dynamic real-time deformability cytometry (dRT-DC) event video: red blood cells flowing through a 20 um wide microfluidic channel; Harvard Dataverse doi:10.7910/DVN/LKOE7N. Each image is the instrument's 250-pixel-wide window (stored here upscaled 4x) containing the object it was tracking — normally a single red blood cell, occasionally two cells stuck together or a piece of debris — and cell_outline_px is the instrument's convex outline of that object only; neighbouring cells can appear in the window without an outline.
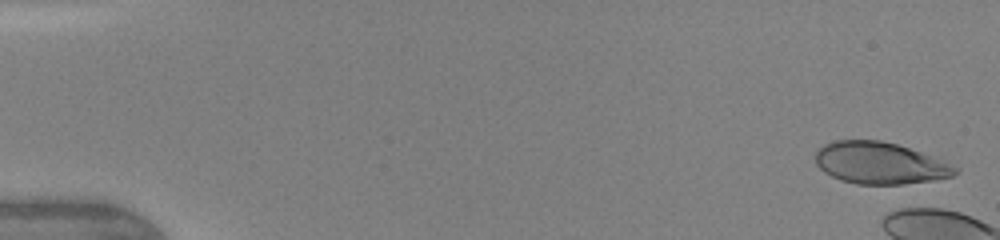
{"species": "human", "species_latin": "Homo sapiens", "temperature_condition": "warm", "stored_images_in_passage": 7, "camera_frame_rate_fps": 3000, "um_per_image_px": 0.085, "donor": {"sex": "female"}, "frame": {"image": 1, "passage_image": 1, "time_ms": 0.0, "image_size_px": [1000, 240], "cell_outline_px": [[960, 168], [952, 176], [932, 180], [904, 184], [856, 184], [840, 180], [824, 172], [816, 164], [816, 152], [824, 144], [836, 140], [880, 140], [896, 144], [932, 156]], "centroid_in_image_um": [74.77, 13.86], "position_along_channel_um": 10.2, "area_um2": 33.81}}
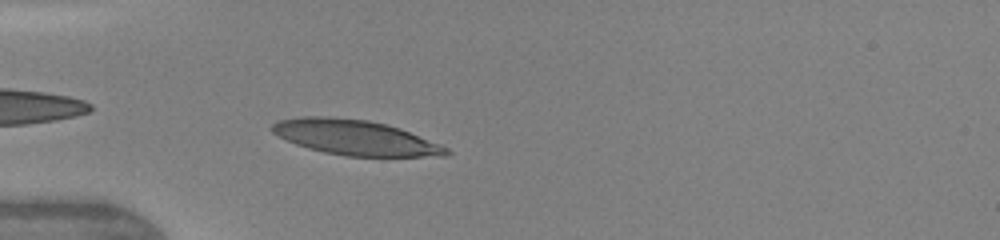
{"frame": {"image": 2, "passage_image": 7, "time_ms": 5.333, "image_size_px": [1000, 240], "cell_outline_px": [[452, 152], [448, 156], [344, 156], [324, 152], [308, 148], [296, 144], [272, 132], [268, 128], [276, 120], [300, 116], [328, 116], [368, 120], [400, 128], [440, 144], [448, 148]], "centroid_in_image_um": [30.17, 11.68], "position_along_channel_um": 54.8, "area_um2": 35.66}}